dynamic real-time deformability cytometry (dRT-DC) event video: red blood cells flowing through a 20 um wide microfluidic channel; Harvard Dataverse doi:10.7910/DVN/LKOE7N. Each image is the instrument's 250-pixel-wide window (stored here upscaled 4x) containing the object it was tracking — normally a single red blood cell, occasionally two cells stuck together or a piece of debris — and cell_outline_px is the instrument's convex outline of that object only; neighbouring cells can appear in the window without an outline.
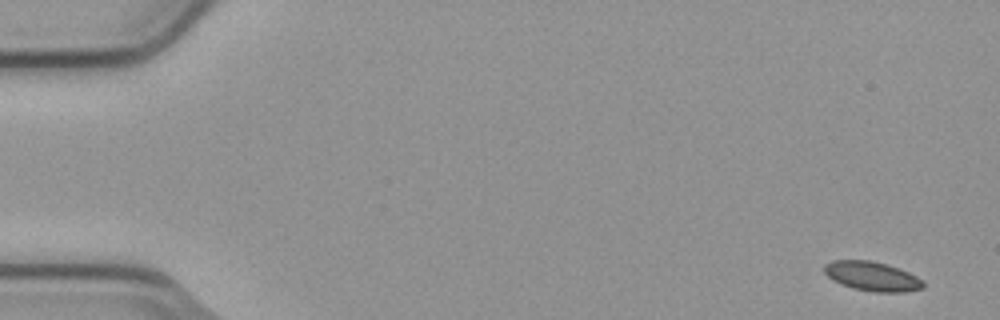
{"species": "common noctule bat (a hibernating species)", "species_latin": "Nyctalus noctula", "temperature_condition": "cold", "stored_images_in_passage": 5, "camera_frame_rate_fps": 3000, "um_per_image_px": 0.085, "animal": {"sex": "male", "body_mass_g": 23.1, "forearm_length_mm": 52.7}, "frame": {"image": 1, "passage_image": 1, "time_ms": 0.0, "image_size_px": [1000, 320], "cell_outline_px": [[924, 288], [904, 292], [872, 292], [852, 288], [840, 284], [832, 280], [824, 272], [824, 264], [832, 260], [868, 260], [884, 264], [908, 272], [924, 280]], "centroid_in_image_um": [74.11, 23.5], "position_along_channel_um": 10.9, "area_um2": 16.94}}
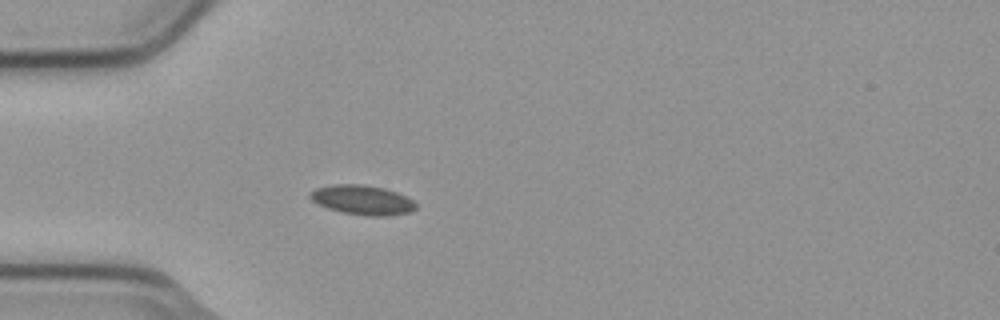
{"frame": {"image": 2, "passage_image": 5, "time_ms": 1.333, "image_size_px": [1000, 320], "cell_outline_px": [[416, 208], [408, 212], [388, 216], [368, 216], [340, 212], [316, 204], [308, 196], [308, 192], [316, 188], [332, 184], [364, 184], [384, 188], [396, 192], [412, 200], [416, 204]], "centroid_in_image_um": [30.74, 16.99], "position_along_channel_um": 54.3, "area_um2": 18.32}}